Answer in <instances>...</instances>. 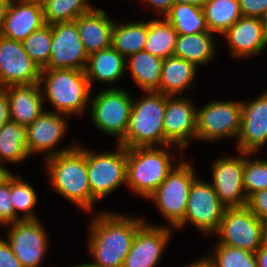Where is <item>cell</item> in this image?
I'll return each mask as SVG.
<instances>
[{"label": "cell", "instance_id": "cell-18", "mask_svg": "<svg viewBox=\"0 0 267 267\" xmlns=\"http://www.w3.org/2000/svg\"><path fill=\"white\" fill-rule=\"evenodd\" d=\"M169 232L166 227L143 223L136 232L122 267H155L169 239Z\"/></svg>", "mask_w": 267, "mask_h": 267}, {"label": "cell", "instance_id": "cell-50", "mask_svg": "<svg viewBox=\"0 0 267 267\" xmlns=\"http://www.w3.org/2000/svg\"><path fill=\"white\" fill-rule=\"evenodd\" d=\"M264 224V242H267V221L263 222Z\"/></svg>", "mask_w": 267, "mask_h": 267}, {"label": "cell", "instance_id": "cell-14", "mask_svg": "<svg viewBox=\"0 0 267 267\" xmlns=\"http://www.w3.org/2000/svg\"><path fill=\"white\" fill-rule=\"evenodd\" d=\"M245 157L223 158L213 165V188L225 208H241L247 204L243 185Z\"/></svg>", "mask_w": 267, "mask_h": 267}, {"label": "cell", "instance_id": "cell-47", "mask_svg": "<svg viewBox=\"0 0 267 267\" xmlns=\"http://www.w3.org/2000/svg\"><path fill=\"white\" fill-rule=\"evenodd\" d=\"M186 267H212V264L207 258H205L203 260L197 261L196 263H192Z\"/></svg>", "mask_w": 267, "mask_h": 267}, {"label": "cell", "instance_id": "cell-41", "mask_svg": "<svg viewBox=\"0 0 267 267\" xmlns=\"http://www.w3.org/2000/svg\"><path fill=\"white\" fill-rule=\"evenodd\" d=\"M0 267H22L8 242L0 239Z\"/></svg>", "mask_w": 267, "mask_h": 267}, {"label": "cell", "instance_id": "cell-11", "mask_svg": "<svg viewBox=\"0 0 267 267\" xmlns=\"http://www.w3.org/2000/svg\"><path fill=\"white\" fill-rule=\"evenodd\" d=\"M40 67L28 56L21 41L0 35V89L40 82Z\"/></svg>", "mask_w": 267, "mask_h": 267}, {"label": "cell", "instance_id": "cell-30", "mask_svg": "<svg viewBox=\"0 0 267 267\" xmlns=\"http://www.w3.org/2000/svg\"><path fill=\"white\" fill-rule=\"evenodd\" d=\"M202 11L212 33L224 34L242 16L238 0H209Z\"/></svg>", "mask_w": 267, "mask_h": 267}, {"label": "cell", "instance_id": "cell-13", "mask_svg": "<svg viewBox=\"0 0 267 267\" xmlns=\"http://www.w3.org/2000/svg\"><path fill=\"white\" fill-rule=\"evenodd\" d=\"M52 25L53 39L51 57L44 69L85 70L88 54L86 53L76 23L57 22Z\"/></svg>", "mask_w": 267, "mask_h": 267}, {"label": "cell", "instance_id": "cell-48", "mask_svg": "<svg viewBox=\"0 0 267 267\" xmlns=\"http://www.w3.org/2000/svg\"><path fill=\"white\" fill-rule=\"evenodd\" d=\"M50 0H25L27 3L34 4L36 6H39L43 8Z\"/></svg>", "mask_w": 267, "mask_h": 267}, {"label": "cell", "instance_id": "cell-53", "mask_svg": "<svg viewBox=\"0 0 267 267\" xmlns=\"http://www.w3.org/2000/svg\"><path fill=\"white\" fill-rule=\"evenodd\" d=\"M4 1L10 4V3H13L14 0H4ZM22 1H25V0H19V2H22Z\"/></svg>", "mask_w": 267, "mask_h": 267}, {"label": "cell", "instance_id": "cell-7", "mask_svg": "<svg viewBox=\"0 0 267 267\" xmlns=\"http://www.w3.org/2000/svg\"><path fill=\"white\" fill-rule=\"evenodd\" d=\"M218 245L256 252L264 242V224L246 206L226 208L217 231Z\"/></svg>", "mask_w": 267, "mask_h": 267}, {"label": "cell", "instance_id": "cell-21", "mask_svg": "<svg viewBox=\"0 0 267 267\" xmlns=\"http://www.w3.org/2000/svg\"><path fill=\"white\" fill-rule=\"evenodd\" d=\"M40 86V83H35L3 88L9 99L11 121L27 127L43 112L44 95Z\"/></svg>", "mask_w": 267, "mask_h": 267}, {"label": "cell", "instance_id": "cell-9", "mask_svg": "<svg viewBox=\"0 0 267 267\" xmlns=\"http://www.w3.org/2000/svg\"><path fill=\"white\" fill-rule=\"evenodd\" d=\"M118 152L96 153L87 150V170L91 195L98 200L126 182L127 148Z\"/></svg>", "mask_w": 267, "mask_h": 267}, {"label": "cell", "instance_id": "cell-35", "mask_svg": "<svg viewBox=\"0 0 267 267\" xmlns=\"http://www.w3.org/2000/svg\"><path fill=\"white\" fill-rule=\"evenodd\" d=\"M216 257L208 258L212 267H258L254 252L226 245H217Z\"/></svg>", "mask_w": 267, "mask_h": 267}, {"label": "cell", "instance_id": "cell-4", "mask_svg": "<svg viewBox=\"0 0 267 267\" xmlns=\"http://www.w3.org/2000/svg\"><path fill=\"white\" fill-rule=\"evenodd\" d=\"M165 149L127 148L126 182L136 193L148 198L173 170Z\"/></svg>", "mask_w": 267, "mask_h": 267}, {"label": "cell", "instance_id": "cell-8", "mask_svg": "<svg viewBox=\"0 0 267 267\" xmlns=\"http://www.w3.org/2000/svg\"><path fill=\"white\" fill-rule=\"evenodd\" d=\"M132 98L128 92L111 88L100 92L92 100L94 124L106 134L124 138L132 109Z\"/></svg>", "mask_w": 267, "mask_h": 267}, {"label": "cell", "instance_id": "cell-45", "mask_svg": "<svg viewBox=\"0 0 267 267\" xmlns=\"http://www.w3.org/2000/svg\"><path fill=\"white\" fill-rule=\"evenodd\" d=\"M9 3L4 0H0V31L3 28L4 20L6 18V13L8 9Z\"/></svg>", "mask_w": 267, "mask_h": 267}, {"label": "cell", "instance_id": "cell-27", "mask_svg": "<svg viewBox=\"0 0 267 267\" xmlns=\"http://www.w3.org/2000/svg\"><path fill=\"white\" fill-rule=\"evenodd\" d=\"M129 57V67L134 81L147 92H159L163 59L145 50L129 55Z\"/></svg>", "mask_w": 267, "mask_h": 267}, {"label": "cell", "instance_id": "cell-42", "mask_svg": "<svg viewBox=\"0 0 267 267\" xmlns=\"http://www.w3.org/2000/svg\"><path fill=\"white\" fill-rule=\"evenodd\" d=\"M10 121V104L8 96L3 89H0V130L6 122Z\"/></svg>", "mask_w": 267, "mask_h": 267}, {"label": "cell", "instance_id": "cell-10", "mask_svg": "<svg viewBox=\"0 0 267 267\" xmlns=\"http://www.w3.org/2000/svg\"><path fill=\"white\" fill-rule=\"evenodd\" d=\"M225 209L212 183L196 178L190 188L184 220L177 228L189 220L206 234L210 231L217 232Z\"/></svg>", "mask_w": 267, "mask_h": 267}, {"label": "cell", "instance_id": "cell-51", "mask_svg": "<svg viewBox=\"0 0 267 267\" xmlns=\"http://www.w3.org/2000/svg\"><path fill=\"white\" fill-rule=\"evenodd\" d=\"M7 172H8V170H6V169L3 168L2 166H0V178H1L2 176H4Z\"/></svg>", "mask_w": 267, "mask_h": 267}, {"label": "cell", "instance_id": "cell-32", "mask_svg": "<svg viewBox=\"0 0 267 267\" xmlns=\"http://www.w3.org/2000/svg\"><path fill=\"white\" fill-rule=\"evenodd\" d=\"M29 156L26 127L17 122H6L0 130V161L19 162Z\"/></svg>", "mask_w": 267, "mask_h": 267}, {"label": "cell", "instance_id": "cell-49", "mask_svg": "<svg viewBox=\"0 0 267 267\" xmlns=\"http://www.w3.org/2000/svg\"><path fill=\"white\" fill-rule=\"evenodd\" d=\"M265 38L267 40V11L261 17Z\"/></svg>", "mask_w": 267, "mask_h": 267}, {"label": "cell", "instance_id": "cell-20", "mask_svg": "<svg viewBox=\"0 0 267 267\" xmlns=\"http://www.w3.org/2000/svg\"><path fill=\"white\" fill-rule=\"evenodd\" d=\"M224 35L236 57L258 54L267 46L261 18L241 16Z\"/></svg>", "mask_w": 267, "mask_h": 267}, {"label": "cell", "instance_id": "cell-44", "mask_svg": "<svg viewBox=\"0 0 267 267\" xmlns=\"http://www.w3.org/2000/svg\"><path fill=\"white\" fill-rule=\"evenodd\" d=\"M258 267H267V242L255 252Z\"/></svg>", "mask_w": 267, "mask_h": 267}, {"label": "cell", "instance_id": "cell-12", "mask_svg": "<svg viewBox=\"0 0 267 267\" xmlns=\"http://www.w3.org/2000/svg\"><path fill=\"white\" fill-rule=\"evenodd\" d=\"M241 102H211L197 110L196 137L206 140L239 136Z\"/></svg>", "mask_w": 267, "mask_h": 267}, {"label": "cell", "instance_id": "cell-33", "mask_svg": "<svg viewBox=\"0 0 267 267\" xmlns=\"http://www.w3.org/2000/svg\"><path fill=\"white\" fill-rule=\"evenodd\" d=\"M92 9L86 0H50L43 7V18L46 24L72 22Z\"/></svg>", "mask_w": 267, "mask_h": 267}, {"label": "cell", "instance_id": "cell-34", "mask_svg": "<svg viewBox=\"0 0 267 267\" xmlns=\"http://www.w3.org/2000/svg\"><path fill=\"white\" fill-rule=\"evenodd\" d=\"M52 39V25L45 23L22 41L25 52L40 69H44L49 62Z\"/></svg>", "mask_w": 267, "mask_h": 267}, {"label": "cell", "instance_id": "cell-39", "mask_svg": "<svg viewBox=\"0 0 267 267\" xmlns=\"http://www.w3.org/2000/svg\"><path fill=\"white\" fill-rule=\"evenodd\" d=\"M246 207L262 222L267 221V189L257 191L247 198Z\"/></svg>", "mask_w": 267, "mask_h": 267}, {"label": "cell", "instance_id": "cell-2", "mask_svg": "<svg viewBox=\"0 0 267 267\" xmlns=\"http://www.w3.org/2000/svg\"><path fill=\"white\" fill-rule=\"evenodd\" d=\"M50 180L58 193L85 210L90 211L94 201L88 179L87 150L73 149L47 158Z\"/></svg>", "mask_w": 267, "mask_h": 267}, {"label": "cell", "instance_id": "cell-17", "mask_svg": "<svg viewBox=\"0 0 267 267\" xmlns=\"http://www.w3.org/2000/svg\"><path fill=\"white\" fill-rule=\"evenodd\" d=\"M237 147L242 155L256 152L267 141V91L250 103L241 102V129Z\"/></svg>", "mask_w": 267, "mask_h": 267}, {"label": "cell", "instance_id": "cell-6", "mask_svg": "<svg viewBox=\"0 0 267 267\" xmlns=\"http://www.w3.org/2000/svg\"><path fill=\"white\" fill-rule=\"evenodd\" d=\"M196 178L191 165L180 162L148 197L157 203L172 227L177 228L184 220L190 188Z\"/></svg>", "mask_w": 267, "mask_h": 267}, {"label": "cell", "instance_id": "cell-38", "mask_svg": "<svg viewBox=\"0 0 267 267\" xmlns=\"http://www.w3.org/2000/svg\"><path fill=\"white\" fill-rule=\"evenodd\" d=\"M16 217L17 214L11 202V173L8 171L0 178V223L13 224L22 220Z\"/></svg>", "mask_w": 267, "mask_h": 267}, {"label": "cell", "instance_id": "cell-25", "mask_svg": "<svg viewBox=\"0 0 267 267\" xmlns=\"http://www.w3.org/2000/svg\"><path fill=\"white\" fill-rule=\"evenodd\" d=\"M196 66L175 56L163 59L159 93L167 96L181 94L195 77Z\"/></svg>", "mask_w": 267, "mask_h": 267}, {"label": "cell", "instance_id": "cell-19", "mask_svg": "<svg viewBox=\"0 0 267 267\" xmlns=\"http://www.w3.org/2000/svg\"><path fill=\"white\" fill-rule=\"evenodd\" d=\"M58 112L43 111L29 126L26 127L27 151L30 156L33 152L49 151L48 158L67 152L70 149H61L51 152V148L64 136L67 124Z\"/></svg>", "mask_w": 267, "mask_h": 267}, {"label": "cell", "instance_id": "cell-15", "mask_svg": "<svg viewBox=\"0 0 267 267\" xmlns=\"http://www.w3.org/2000/svg\"><path fill=\"white\" fill-rule=\"evenodd\" d=\"M22 267H38L47 247V237L37 220L13 223L7 241Z\"/></svg>", "mask_w": 267, "mask_h": 267}, {"label": "cell", "instance_id": "cell-31", "mask_svg": "<svg viewBox=\"0 0 267 267\" xmlns=\"http://www.w3.org/2000/svg\"><path fill=\"white\" fill-rule=\"evenodd\" d=\"M178 33L165 19L148 22L147 41L144 50L161 59L173 56Z\"/></svg>", "mask_w": 267, "mask_h": 267}, {"label": "cell", "instance_id": "cell-3", "mask_svg": "<svg viewBox=\"0 0 267 267\" xmlns=\"http://www.w3.org/2000/svg\"><path fill=\"white\" fill-rule=\"evenodd\" d=\"M150 95L132 102L129 126L124 138L119 142L125 148L164 145L163 118L166 95L150 91Z\"/></svg>", "mask_w": 267, "mask_h": 267}, {"label": "cell", "instance_id": "cell-23", "mask_svg": "<svg viewBox=\"0 0 267 267\" xmlns=\"http://www.w3.org/2000/svg\"><path fill=\"white\" fill-rule=\"evenodd\" d=\"M74 22L88 56L94 52L112 46L113 22L103 10L92 9L77 17Z\"/></svg>", "mask_w": 267, "mask_h": 267}, {"label": "cell", "instance_id": "cell-24", "mask_svg": "<svg viewBox=\"0 0 267 267\" xmlns=\"http://www.w3.org/2000/svg\"><path fill=\"white\" fill-rule=\"evenodd\" d=\"M125 57L112 46L88 56L85 73L90 86L94 78L112 83L120 78L125 69Z\"/></svg>", "mask_w": 267, "mask_h": 267}, {"label": "cell", "instance_id": "cell-26", "mask_svg": "<svg viewBox=\"0 0 267 267\" xmlns=\"http://www.w3.org/2000/svg\"><path fill=\"white\" fill-rule=\"evenodd\" d=\"M212 32H201L192 35L178 34L173 56L198 64L208 62L214 55Z\"/></svg>", "mask_w": 267, "mask_h": 267}, {"label": "cell", "instance_id": "cell-22", "mask_svg": "<svg viewBox=\"0 0 267 267\" xmlns=\"http://www.w3.org/2000/svg\"><path fill=\"white\" fill-rule=\"evenodd\" d=\"M10 3L0 35L16 41H23L45 24L43 8L25 1Z\"/></svg>", "mask_w": 267, "mask_h": 267}, {"label": "cell", "instance_id": "cell-37", "mask_svg": "<svg viewBox=\"0 0 267 267\" xmlns=\"http://www.w3.org/2000/svg\"><path fill=\"white\" fill-rule=\"evenodd\" d=\"M243 185L247 198L260 190L267 189V161H248L245 158Z\"/></svg>", "mask_w": 267, "mask_h": 267}, {"label": "cell", "instance_id": "cell-1", "mask_svg": "<svg viewBox=\"0 0 267 267\" xmlns=\"http://www.w3.org/2000/svg\"><path fill=\"white\" fill-rule=\"evenodd\" d=\"M144 220L102 213L91 224L90 251L98 267H122Z\"/></svg>", "mask_w": 267, "mask_h": 267}, {"label": "cell", "instance_id": "cell-52", "mask_svg": "<svg viewBox=\"0 0 267 267\" xmlns=\"http://www.w3.org/2000/svg\"><path fill=\"white\" fill-rule=\"evenodd\" d=\"M75 267H98V266H95V265H93L91 263V264H81V265H78V266H75Z\"/></svg>", "mask_w": 267, "mask_h": 267}, {"label": "cell", "instance_id": "cell-40", "mask_svg": "<svg viewBox=\"0 0 267 267\" xmlns=\"http://www.w3.org/2000/svg\"><path fill=\"white\" fill-rule=\"evenodd\" d=\"M242 16L261 18L267 11V0H238Z\"/></svg>", "mask_w": 267, "mask_h": 267}, {"label": "cell", "instance_id": "cell-43", "mask_svg": "<svg viewBox=\"0 0 267 267\" xmlns=\"http://www.w3.org/2000/svg\"><path fill=\"white\" fill-rule=\"evenodd\" d=\"M150 4H152L154 7L157 8L158 11H161L162 13L167 14L172 5L177 2V0H143Z\"/></svg>", "mask_w": 267, "mask_h": 267}, {"label": "cell", "instance_id": "cell-5", "mask_svg": "<svg viewBox=\"0 0 267 267\" xmlns=\"http://www.w3.org/2000/svg\"><path fill=\"white\" fill-rule=\"evenodd\" d=\"M43 79L47 99L60 114L83 111L91 90L85 70L41 69L40 84Z\"/></svg>", "mask_w": 267, "mask_h": 267}, {"label": "cell", "instance_id": "cell-16", "mask_svg": "<svg viewBox=\"0 0 267 267\" xmlns=\"http://www.w3.org/2000/svg\"><path fill=\"white\" fill-rule=\"evenodd\" d=\"M190 101L166 95L163 118L165 146L177 143L178 147L183 149L188 144L189 137H196L197 109Z\"/></svg>", "mask_w": 267, "mask_h": 267}, {"label": "cell", "instance_id": "cell-36", "mask_svg": "<svg viewBox=\"0 0 267 267\" xmlns=\"http://www.w3.org/2000/svg\"><path fill=\"white\" fill-rule=\"evenodd\" d=\"M20 177H14L11 174V202L13 204L15 213L17 211H25L22 220H37L31 210L36 204V193L34 189L23 181Z\"/></svg>", "mask_w": 267, "mask_h": 267}, {"label": "cell", "instance_id": "cell-46", "mask_svg": "<svg viewBox=\"0 0 267 267\" xmlns=\"http://www.w3.org/2000/svg\"><path fill=\"white\" fill-rule=\"evenodd\" d=\"M177 1L181 2V3L195 5V6L200 7V8H202L203 6H205L209 2V0H177Z\"/></svg>", "mask_w": 267, "mask_h": 267}, {"label": "cell", "instance_id": "cell-28", "mask_svg": "<svg viewBox=\"0 0 267 267\" xmlns=\"http://www.w3.org/2000/svg\"><path fill=\"white\" fill-rule=\"evenodd\" d=\"M165 19L178 34L192 35L208 30L202 8L181 2H175Z\"/></svg>", "mask_w": 267, "mask_h": 267}, {"label": "cell", "instance_id": "cell-29", "mask_svg": "<svg viewBox=\"0 0 267 267\" xmlns=\"http://www.w3.org/2000/svg\"><path fill=\"white\" fill-rule=\"evenodd\" d=\"M148 34V22L113 24L112 47L123 57L144 50Z\"/></svg>", "mask_w": 267, "mask_h": 267}]
</instances>
